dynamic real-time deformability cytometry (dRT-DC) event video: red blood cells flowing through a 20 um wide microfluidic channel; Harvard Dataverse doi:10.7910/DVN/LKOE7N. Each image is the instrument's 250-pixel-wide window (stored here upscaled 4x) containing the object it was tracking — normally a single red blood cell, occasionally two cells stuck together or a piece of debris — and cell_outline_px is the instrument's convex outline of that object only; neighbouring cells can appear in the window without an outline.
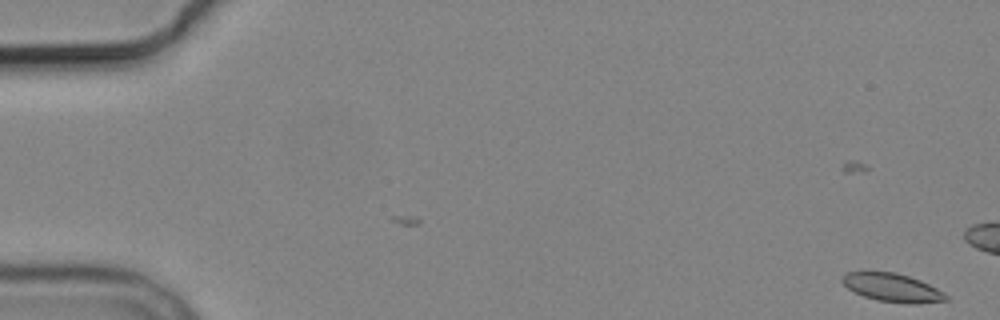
{"species": "common noctule bat (a hibernating species)", "species_latin": "Nyctalus noctula", "temperature_condition": "cold", "stored_images_in_passage": 6, "camera_frame_rate_fps": 3000, "um_per_image_px": 0.085, "animal": {"sex": "male", "body_mass_g": 19.2, "forearm_length_mm": 51.8}, "frame": {"image": 1, "passage_image": 1, "time_ms": 0.0, "image_size_px": [1000, 320], "cell_outline_px": [[948, 300], [912, 304], [908, 304], [876, 300], [864, 296], [848, 288], [840, 280], [848, 272], [868, 268], [896, 272], [920, 280], [944, 292], [948, 296]], "centroid_in_image_um": [75.8, 24.4], "position_along_channel_um": 9.2, "area_um2": 17.63}}